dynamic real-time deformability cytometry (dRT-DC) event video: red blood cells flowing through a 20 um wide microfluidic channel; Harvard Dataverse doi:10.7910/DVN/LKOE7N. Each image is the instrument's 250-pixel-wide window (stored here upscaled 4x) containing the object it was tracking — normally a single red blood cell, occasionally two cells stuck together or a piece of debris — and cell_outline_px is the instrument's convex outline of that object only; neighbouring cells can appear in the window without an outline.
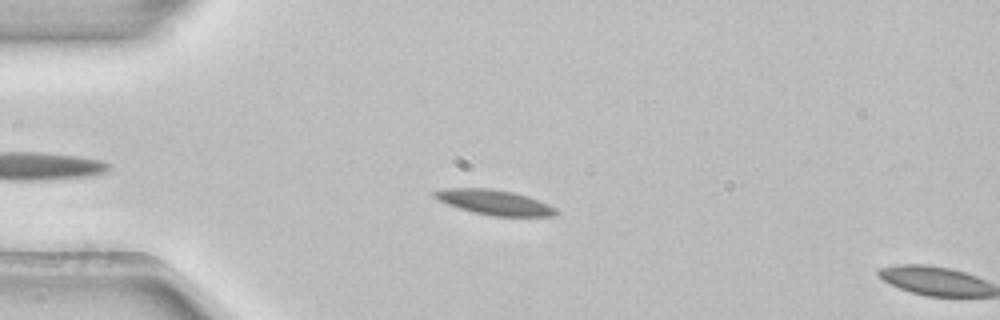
{"species": "common noctule bat (a hibernating species)", "species_latin": "Nyctalus noctula", "temperature_condition": "room temperature", "stored_images_in_passage": 6, "camera_frame_rate_fps": 3000, "um_per_image_px": 0.085, "animal": {"sex": "female", "body_mass_g": 22.7, "forearm_length_mm": 54.2}, "frame": {"image": 1, "passage_image": 5, "time_ms": 1.333, "image_size_px": [1000, 320], "cell_outline_px": [[560, 212], [552, 216], [492, 216], [472, 212], [448, 204], [432, 196], [428, 192], [436, 188], [492, 188], [512, 192], [528, 196], [548, 204], [556, 208]], "centroid_in_image_um": [41.97, 17.18], "position_along_channel_um": 43.0, "area_um2": 17.92}}